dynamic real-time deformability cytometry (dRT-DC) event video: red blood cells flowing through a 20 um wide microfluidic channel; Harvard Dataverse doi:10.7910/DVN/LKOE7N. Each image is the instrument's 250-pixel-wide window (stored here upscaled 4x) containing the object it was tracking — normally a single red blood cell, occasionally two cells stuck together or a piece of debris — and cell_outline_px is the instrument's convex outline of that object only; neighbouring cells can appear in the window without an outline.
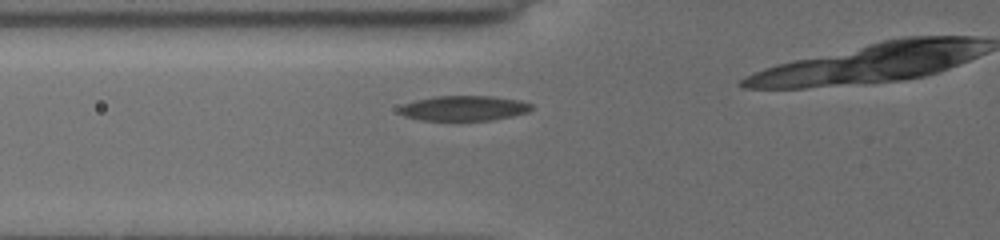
{"species": "common noctule bat (a hibernating species)", "species_latin": "Nyctalus noctula", "temperature_condition": "cold", "stored_images_in_passage": 3, "camera_frame_rate_fps": 3000, "um_per_image_px": 0.085, "animal": {"sex": "female", "body_mass_g": 19.5, "forearm_length_mm": 54.1}, "frame": {"image": 1, "passage_image": 2, "time_ms": 0.667, "image_size_px": [1000, 240], "cell_outline_px": [[532, 108], [528, 112], [512, 116], [492, 120], [420, 120], [404, 116], [400, 112], [400, 108], [404, 104], [416, 100], [436, 96], [492, 96], [520, 100], [532, 104]], "centroid_in_image_um": [39.46, 9.2], "position_along_channel_um": 86.3, "area_um2": 19.19}}